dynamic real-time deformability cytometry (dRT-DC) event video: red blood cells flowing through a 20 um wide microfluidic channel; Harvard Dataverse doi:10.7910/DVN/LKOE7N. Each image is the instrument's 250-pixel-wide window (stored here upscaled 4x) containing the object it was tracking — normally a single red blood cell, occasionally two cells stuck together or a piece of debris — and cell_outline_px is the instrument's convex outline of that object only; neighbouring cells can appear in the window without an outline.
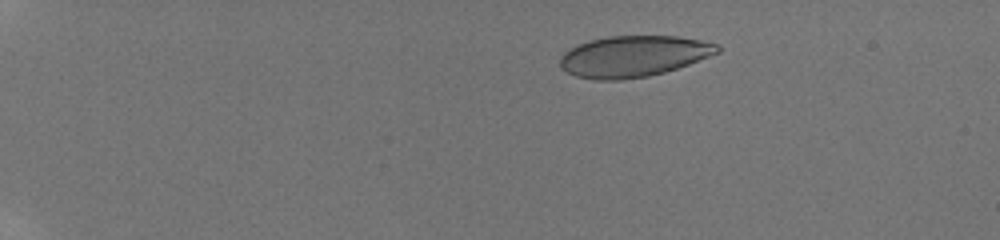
{"species": "human", "species_latin": "Homo sapiens", "temperature_condition": "room temperature", "stored_images_in_passage": 26, "camera_frame_rate_fps": 3000, "um_per_image_px": 0.085, "donor": {"sex": "male"}, "frame": {"image": 1, "passage_image": 2, "time_ms": 0.667, "image_size_px": [1000, 240], "cell_outline_px": [[720, 52], [688, 64], [664, 72], [648, 76], [620, 80], [596, 80], [576, 76], [560, 68], [560, 56], [568, 48], [576, 44], [588, 40], [608, 36], [680, 36], [720, 44]], "centroid_in_image_um": [53.82, 4.77], "position_along_channel_um": 31.2, "area_um2": 37.92}}
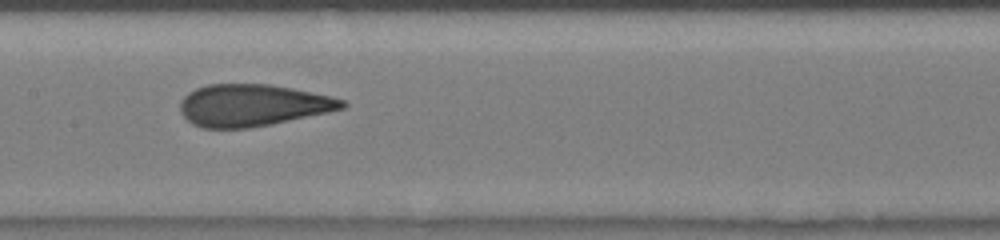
{"frame": {"image": 2, "passage_image": 13, "time_ms": 7.333, "image_size_px": [1000, 240], "cell_outline_px": [[348, 104], [344, 108], [328, 112], [272, 124], [248, 128], [204, 128], [192, 124], [180, 112], [180, 100], [188, 92], [196, 88], [208, 84], [268, 84], [292, 88], [332, 96], [344, 100]], "centroid_in_image_um": [21.46, 8.94], "position_along_channel_um": 185.9, "area_um2": 39.65}}
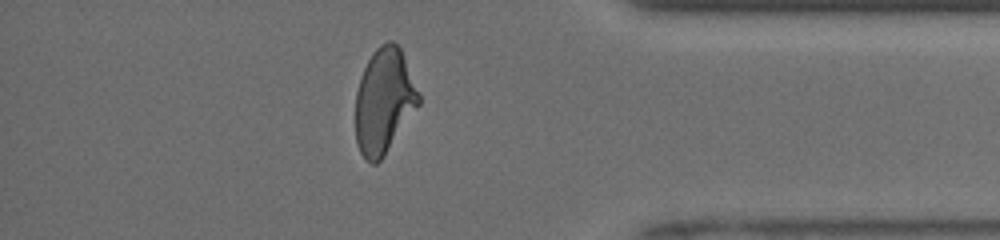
{"frame": {"image": 3, "passage_image": 23, "time_ms": 13.0, "image_size_px": [1000, 240], "cell_outline_px": [[420, 104], [384, 156], [376, 164], [372, 164], [360, 152], [356, 144], [356, 92], [364, 68], [372, 52], [380, 44], [388, 40], [392, 40], [400, 48], [420, 96]], "centroid_in_image_um": [32.63, 8.59], "position_along_channel_um": 402.6, "area_um2": 38.38}, "authors_computed_cell_mechanics": {"area_um2": 38.8416, "velocity_mm_per_s": 4.0957, "shape_relaxation_time_tau1_ms": 8.0, "shape_relaxation_time_tau2_ms": 0.651, "deformation_change_tau1": 0.2545, "deformation_change_tau2": 0.0772}}